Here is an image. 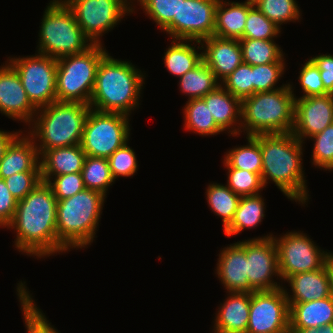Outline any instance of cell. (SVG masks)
Wrapping results in <instances>:
<instances>
[{
    "mask_svg": "<svg viewBox=\"0 0 333 333\" xmlns=\"http://www.w3.org/2000/svg\"><path fill=\"white\" fill-rule=\"evenodd\" d=\"M253 137L260 143L265 188L272 181L288 199L304 206L310 199L302 166L304 143L292 133Z\"/></svg>",
    "mask_w": 333,
    "mask_h": 333,
    "instance_id": "7a4b0ae2",
    "label": "cell"
},
{
    "mask_svg": "<svg viewBox=\"0 0 333 333\" xmlns=\"http://www.w3.org/2000/svg\"><path fill=\"white\" fill-rule=\"evenodd\" d=\"M183 108L184 128L200 136L218 135L224 132L215 122L209 106L202 98L187 100Z\"/></svg>",
    "mask_w": 333,
    "mask_h": 333,
    "instance_id": "f546056e",
    "label": "cell"
},
{
    "mask_svg": "<svg viewBox=\"0 0 333 333\" xmlns=\"http://www.w3.org/2000/svg\"><path fill=\"white\" fill-rule=\"evenodd\" d=\"M47 184L51 187L57 200L72 197L85 189L81 173L54 176Z\"/></svg>",
    "mask_w": 333,
    "mask_h": 333,
    "instance_id": "bcb514c9",
    "label": "cell"
},
{
    "mask_svg": "<svg viewBox=\"0 0 333 333\" xmlns=\"http://www.w3.org/2000/svg\"><path fill=\"white\" fill-rule=\"evenodd\" d=\"M127 142L121 148L115 150L107 159L112 177L116 181L118 177H133L138 171V161L135 151Z\"/></svg>",
    "mask_w": 333,
    "mask_h": 333,
    "instance_id": "7bdbcfd3",
    "label": "cell"
},
{
    "mask_svg": "<svg viewBox=\"0 0 333 333\" xmlns=\"http://www.w3.org/2000/svg\"><path fill=\"white\" fill-rule=\"evenodd\" d=\"M216 277L227 292H254L247 276L246 239L229 244L220 250Z\"/></svg>",
    "mask_w": 333,
    "mask_h": 333,
    "instance_id": "ac0fdd59",
    "label": "cell"
},
{
    "mask_svg": "<svg viewBox=\"0 0 333 333\" xmlns=\"http://www.w3.org/2000/svg\"><path fill=\"white\" fill-rule=\"evenodd\" d=\"M261 0H246V1H243L249 5H252V6H255L257 3H259Z\"/></svg>",
    "mask_w": 333,
    "mask_h": 333,
    "instance_id": "f5cc1de1",
    "label": "cell"
},
{
    "mask_svg": "<svg viewBox=\"0 0 333 333\" xmlns=\"http://www.w3.org/2000/svg\"><path fill=\"white\" fill-rule=\"evenodd\" d=\"M22 132L18 131H6L0 129V161L4 157L5 151L10 145V143Z\"/></svg>",
    "mask_w": 333,
    "mask_h": 333,
    "instance_id": "681fc988",
    "label": "cell"
},
{
    "mask_svg": "<svg viewBox=\"0 0 333 333\" xmlns=\"http://www.w3.org/2000/svg\"><path fill=\"white\" fill-rule=\"evenodd\" d=\"M298 75L299 84L302 89V96L296 98H305L310 96L330 94L323 85L320 76V70L308 59L300 68Z\"/></svg>",
    "mask_w": 333,
    "mask_h": 333,
    "instance_id": "ee69618b",
    "label": "cell"
},
{
    "mask_svg": "<svg viewBox=\"0 0 333 333\" xmlns=\"http://www.w3.org/2000/svg\"><path fill=\"white\" fill-rule=\"evenodd\" d=\"M286 281L291 289L289 292L288 288L283 286L288 303L310 302L331 296L326 265L315 271L296 273Z\"/></svg>",
    "mask_w": 333,
    "mask_h": 333,
    "instance_id": "44dd1931",
    "label": "cell"
},
{
    "mask_svg": "<svg viewBox=\"0 0 333 333\" xmlns=\"http://www.w3.org/2000/svg\"><path fill=\"white\" fill-rule=\"evenodd\" d=\"M209 106L216 124L229 136L239 137L241 128V100L222 85L202 98ZM239 135V136H238Z\"/></svg>",
    "mask_w": 333,
    "mask_h": 333,
    "instance_id": "603a6c76",
    "label": "cell"
},
{
    "mask_svg": "<svg viewBox=\"0 0 333 333\" xmlns=\"http://www.w3.org/2000/svg\"><path fill=\"white\" fill-rule=\"evenodd\" d=\"M26 281L17 283V297L21 305L23 321L27 333H60L47 319L45 313L37 306Z\"/></svg>",
    "mask_w": 333,
    "mask_h": 333,
    "instance_id": "4dcf8cb0",
    "label": "cell"
},
{
    "mask_svg": "<svg viewBox=\"0 0 333 333\" xmlns=\"http://www.w3.org/2000/svg\"><path fill=\"white\" fill-rule=\"evenodd\" d=\"M285 63H269L264 65L253 66V94L257 92L272 91L282 87L286 84H282L280 87L276 86L280 81L282 75L285 73ZM276 86V87H275Z\"/></svg>",
    "mask_w": 333,
    "mask_h": 333,
    "instance_id": "b9f144b4",
    "label": "cell"
},
{
    "mask_svg": "<svg viewBox=\"0 0 333 333\" xmlns=\"http://www.w3.org/2000/svg\"><path fill=\"white\" fill-rule=\"evenodd\" d=\"M207 186L205 195L209 209L222 219L225 230L234 218L241 197L224 184L210 182Z\"/></svg>",
    "mask_w": 333,
    "mask_h": 333,
    "instance_id": "836d02e7",
    "label": "cell"
},
{
    "mask_svg": "<svg viewBox=\"0 0 333 333\" xmlns=\"http://www.w3.org/2000/svg\"><path fill=\"white\" fill-rule=\"evenodd\" d=\"M81 175L85 189L100 192L105 196L109 187L115 183L107 158L86 155Z\"/></svg>",
    "mask_w": 333,
    "mask_h": 333,
    "instance_id": "d590c367",
    "label": "cell"
},
{
    "mask_svg": "<svg viewBox=\"0 0 333 333\" xmlns=\"http://www.w3.org/2000/svg\"><path fill=\"white\" fill-rule=\"evenodd\" d=\"M273 235L278 251V269L281 283L291 275L311 272L323 268L333 253L320 249L310 237L302 231H290ZM328 251V252H327Z\"/></svg>",
    "mask_w": 333,
    "mask_h": 333,
    "instance_id": "7c38bea8",
    "label": "cell"
},
{
    "mask_svg": "<svg viewBox=\"0 0 333 333\" xmlns=\"http://www.w3.org/2000/svg\"><path fill=\"white\" fill-rule=\"evenodd\" d=\"M289 328L320 327L333 323V296L303 303H288Z\"/></svg>",
    "mask_w": 333,
    "mask_h": 333,
    "instance_id": "484cf974",
    "label": "cell"
},
{
    "mask_svg": "<svg viewBox=\"0 0 333 333\" xmlns=\"http://www.w3.org/2000/svg\"><path fill=\"white\" fill-rule=\"evenodd\" d=\"M145 75L131 61L116 59L107 53L97 69L89 103L91 109L130 117L139 108Z\"/></svg>",
    "mask_w": 333,
    "mask_h": 333,
    "instance_id": "3957f363",
    "label": "cell"
},
{
    "mask_svg": "<svg viewBox=\"0 0 333 333\" xmlns=\"http://www.w3.org/2000/svg\"><path fill=\"white\" fill-rule=\"evenodd\" d=\"M219 0H184L178 15V40L202 41L214 35Z\"/></svg>",
    "mask_w": 333,
    "mask_h": 333,
    "instance_id": "e0dca14e",
    "label": "cell"
},
{
    "mask_svg": "<svg viewBox=\"0 0 333 333\" xmlns=\"http://www.w3.org/2000/svg\"><path fill=\"white\" fill-rule=\"evenodd\" d=\"M30 102L16 70L5 61L0 66V113L29 126L37 112Z\"/></svg>",
    "mask_w": 333,
    "mask_h": 333,
    "instance_id": "2e32d148",
    "label": "cell"
},
{
    "mask_svg": "<svg viewBox=\"0 0 333 333\" xmlns=\"http://www.w3.org/2000/svg\"><path fill=\"white\" fill-rule=\"evenodd\" d=\"M201 45L203 61L220 83L243 62L239 39L212 35L203 39Z\"/></svg>",
    "mask_w": 333,
    "mask_h": 333,
    "instance_id": "d6986e66",
    "label": "cell"
},
{
    "mask_svg": "<svg viewBox=\"0 0 333 333\" xmlns=\"http://www.w3.org/2000/svg\"><path fill=\"white\" fill-rule=\"evenodd\" d=\"M129 116L90 109L80 146L87 156L108 158L130 139Z\"/></svg>",
    "mask_w": 333,
    "mask_h": 333,
    "instance_id": "9c48e42d",
    "label": "cell"
},
{
    "mask_svg": "<svg viewBox=\"0 0 333 333\" xmlns=\"http://www.w3.org/2000/svg\"><path fill=\"white\" fill-rule=\"evenodd\" d=\"M180 91L190 99L203 98L213 92L221 83L216 79L212 70L202 61L194 69L179 78Z\"/></svg>",
    "mask_w": 333,
    "mask_h": 333,
    "instance_id": "1f68e13d",
    "label": "cell"
},
{
    "mask_svg": "<svg viewBox=\"0 0 333 333\" xmlns=\"http://www.w3.org/2000/svg\"><path fill=\"white\" fill-rule=\"evenodd\" d=\"M10 193L17 199H24L42 180L40 171H24L4 179Z\"/></svg>",
    "mask_w": 333,
    "mask_h": 333,
    "instance_id": "f6af8a7d",
    "label": "cell"
},
{
    "mask_svg": "<svg viewBox=\"0 0 333 333\" xmlns=\"http://www.w3.org/2000/svg\"><path fill=\"white\" fill-rule=\"evenodd\" d=\"M227 171V186L240 197L261 194L265 189L260 174L247 170L224 167Z\"/></svg>",
    "mask_w": 333,
    "mask_h": 333,
    "instance_id": "74e56055",
    "label": "cell"
},
{
    "mask_svg": "<svg viewBox=\"0 0 333 333\" xmlns=\"http://www.w3.org/2000/svg\"><path fill=\"white\" fill-rule=\"evenodd\" d=\"M253 66L242 62L221 85L241 101L253 95Z\"/></svg>",
    "mask_w": 333,
    "mask_h": 333,
    "instance_id": "60d3db41",
    "label": "cell"
},
{
    "mask_svg": "<svg viewBox=\"0 0 333 333\" xmlns=\"http://www.w3.org/2000/svg\"><path fill=\"white\" fill-rule=\"evenodd\" d=\"M200 41L172 39L164 52L163 62L170 74L180 78L186 72L194 69L203 61V51ZM197 48V49H196Z\"/></svg>",
    "mask_w": 333,
    "mask_h": 333,
    "instance_id": "4316f807",
    "label": "cell"
},
{
    "mask_svg": "<svg viewBox=\"0 0 333 333\" xmlns=\"http://www.w3.org/2000/svg\"><path fill=\"white\" fill-rule=\"evenodd\" d=\"M252 7L245 2L219 0L215 12L214 36L243 39L248 11Z\"/></svg>",
    "mask_w": 333,
    "mask_h": 333,
    "instance_id": "d4e9b609",
    "label": "cell"
},
{
    "mask_svg": "<svg viewBox=\"0 0 333 333\" xmlns=\"http://www.w3.org/2000/svg\"><path fill=\"white\" fill-rule=\"evenodd\" d=\"M104 44L57 59V102L90 103L101 59L108 53Z\"/></svg>",
    "mask_w": 333,
    "mask_h": 333,
    "instance_id": "ba28073f",
    "label": "cell"
},
{
    "mask_svg": "<svg viewBox=\"0 0 333 333\" xmlns=\"http://www.w3.org/2000/svg\"><path fill=\"white\" fill-rule=\"evenodd\" d=\"M227 297L220 303L212 333H246L249 322L250 292H226Z\"/></svg>",
    "mask_w": 333,
    "mask_h": 333,
    "instance_id": "ffe728a7",
    "label": "cell"
},
{
    "mask_svg": "<svg viewBox=\"0 0 333 333\" xmlns=\"http://www.w3.org/2000/svg\"><path fill=\"white\" fill-rule=\"evenodd\" d=\"M90 105L53 102L38 108L27 132L35 141L39 155L57 147L79 145Z\"/></svg>",
    "mask_w": 333,
    "mask_h": 333,
    "instance_id": "8992f818",
    "label": "cell"
},
{
    "mask_svg": "<svg viewBox=\"0 0 333 333\" xmlns=\"http://www.w3.org/2000/svg\"><path fill=\"white\" fill-rule=\"evenodd\" d=\"M76 22L93 44H103L102 36L133 14L132 0H63Z\"/></svg>",
    "mask_w": 333,
    "mask_h": 333,
    "instance_id": "30bf717a",
    "label": "cell"
},
{
    "mask_svg": "<svg viewBox=\"0 0 333 333\" xmlns=\"http://www.w3.org/2000/svg\"><path fill=\"white\" fill-rule=\"evenodd\" d=\"M85 157L80 144L45 150L40 155L42 182L47 183L54 176L81 173Z\"/></svg>",
    "mask_w": 333,
    "mask_h": 333,
    "instance_id": "cb8c5ba5",
    "label": "cell"
},
{
    "mask_svg": "<svg viewBox=\"0 0 333 333\" xmlns=\"http://www.w3.org/2000/svg\"><path fill=\"white\" fill-rule=\"evenodd\" d=\"M184 0H132L133 13L137 2L145 14L152 19L161 32H166L171 40H178V15Z\"/></svg>",
    "mask_w": 333,
    "mask_h": 333,
    "instance_id": "83f0119b",
    "label": "cell"
},
{
    "mask_svg": "<svg viewBox=\"0 0 333 333\" xmlns=\"http://www.w3.org/2000/svg\"><path fill=\"white\" fill-rule=\"evenodd\" d=\"M320 70L321 80L324 88L333 94V55L319 54L309 58Z\"/></svg>",
    "mask_w": 333,
    "mask_h": 333,
    "instance_id": "c3c4849f",
    "label": "cell"
},
{
    "mask_svg": "<svg viewBox=\"0 0 333 333\" xmlns=\"http://www.w3.org/2000/svg\"><path fill=\"white\" fill-rule=\"evenodd\" d=\"M107 196L84 189L72 197L57 200V253L88 248L96 238Z\"/></svg>",
    "mask_w": 333,
    "mask_h": 333,
    "instance_id": "277c9868",
    "label": "cell"
},
{
    "mask_svg": "<svg viewBox=\"0 0 333 333\" xmlns=\"http://www.w3.org/2000/svg\"><path fill=\"white\" fill-rule=\"evenodd\" d=\"M333 123V94L295 98L292 134L301 142ZM307 138V139H306Z\"/></svg>",
    "mask_w": 333,
    "mask_h": 333,
    "instance_id": "9a60e30c",
    "label": "cell"
},
{
    "mask_svg": "<svg viewBox=\"0 0 333 333\" xmlns=\"http://www.w3.org/2000/svg\"><path fill=\"white\" fill-rule=\"evenodd\" d=\"M244 63L251 66L269 63H286L285 52L275 40L239 39Z\"/></svg>",
    "mask_w": 333,
    "mask_h": 333,
    "instance_id": "d6a6232c",
    "label": "cell"
},
{
    "mask_svg": "<svg viewBox=\"0 0 333 333\" xmlns=\"http://www.w3.org/2000/svg\"><path fill=\"white\" fill-rule=\"evenodd\" d=\"M309 139L314 141L312 165L321 170L333 171V123Z\"/></svg>",
    "mask_w": 333,
    "mask_h": 333,
    "instance_id": "ab89813d",
    "label": "cell"
},
{
    "mask_svg": "<svg viewBox=\"0 0 333 333\" xmlns=\"http://www.w3.org/2000/svg\"><path fill=\"white\" fill-rule=\"evenodd\" d=\"M296 0H261L255 6L279 28L288 22L301 20V9Z\"/></svg>",
    "mask_w": 333,
    "mask_h": 333,
    "instance_id": "8d00e7d4",
    "label": "cell"
},
{
    "mask_svg": "<svg viewBox=\"0 0 333 333\" xmlns=\"http://www.w3.org/2000/svg\"><path fill=\"white\" fill-rule=\"evenodd\" d=\"M247 276L255 291L275 290L283 287L278 269V251L273 234L246 240ZM279 277V278H278Z\"/></svg>",
    "mask_w": 333,
    "mask_h": 333,
    "instance_id": "5bb4252c",
    "label": "cell"
},
{
    "mask_svg": "<svg viewBox=\"0 0 333 333\" xmlns=\"http://www.w3.org/2000/svg\"><path fill=\"white\" fill-rule=\"evenodd\" d=\"M280 33L281 28L261 13L256 6L248 11L243 38L274 40L279 37Z\"/></svg>",
    "mask_w": 333,
    "mask_h": 333,
    "instance_id": "f35d334b",
    "label": "cell"
},
{
    "mask_svg": "<svg viewBox=\"0 0 333 333\" xmlns=\"http://www.w3.org/2000/svg\"><path fill=\"white\" fill-rule=\"evenodd\" d=\"M24 171H40V155L34 139L22 131L10 143L0 161V178Z\"/></svg>",
    "mask_w": 333,
    "mask_h": 333,
    "instance_id": "7402d4cb",
    "label": "cell"
},
{
    "mask_svg": "<svg viewBox=\"0 0 333 333\" xmlns=\"http://www.w3.org/2000/svg\"><path fill=\"white\" fill-rule=\"evenodd\" d=\"M18 200L10 193L4 179L0 178V227L6 228L13 220Z\"/></svg>",
    "mask_w": 333,
    "mask_h": 333,
    "instance_id": "7dc6e473",
    "label": "cell"
},
{
    "mask_svg": "<svg viewBox=\"0 0 333 333\" xmlns=\"http://www.w3.org/2000/svg\"><path fill=\"white\" fill-rule=\"evenodd\" d=\"M326 267L328 270L331 295L333 296V253L328 257V259L326 261Z\"/></svg>",
    "mask_w": 333,
    "mask_h": 333,
    "instance_id": "816d5d0a",
    "label": "cell"
},
{
    "mask_svg": "<svg viewBox=\"0 0 333 333\" xmlns=\"http://www.w3.org/2000/svg\"><path fill=\"white\" fill-rule=\"evenodd\" d=\"M7 62L18 73L30 102L37 109L57 101V59L35 53L31 56H9Z\"/></svg>",
    "mask_w": 333,
    "mask_h": 333,
    "instance_id": "8fae6325",
    "label": "cell"
},
{
    "mask_svg": "<svg viewBox=\"0 0 333 333\" xmlns=\"http://www.w3.org/2000/svg\"><path fill=\"white\" fill-rule=\"evenodd\" d=\"M57 199L51 187L40 182L24 199L18 200L12 222L17 251L35 258L57 255Z\"/></svg>",
    "mask_w": 333,
    "mask_h": 333,
    "instance_id": "6da1fadb",
    "label": "cell"
},
{
    "mask_svg": "<svg viewBox=\"0 0 333 333\" xmlns=\"http://www.w3.org/2000/svg\"><path fill=\"white\" fill-rule=\"evenodd\" d=\"M41 21L37 53L59 59L81 53L93 45L63 0H51Z\"/></svg>",
    "mask_w": 333,
    "mask_h": 333,
    "instance_id": "52a82bcc",
    "label": "cell"
},
{
    "mask_svg": "<svg viewBox=\"0 0 333 333\" xmlns=\"http://www.w3.org/2000/svg\"><path fill=\"white\" fill-rule=\"evenodd\" d=\"M262 195L243 196L231 224L223 231L227 237L238 235L244 229H254L265 218L266 203Z\"/></svg>",
    "mask_w": 333,
    "mask_h": 333,
    "instance_id": "f1b7e54d",
    "label": "cell"
},
{
    "mask_svg": "<svg viewBox=\"0 0 333 333\" xmlns=\"http://www.w3.org/2000/svg\"><path fill=\"white\" fill-rule=\"evenodd\" d=\"M246 333H290L289 305L283 287L251 293Z\"/></svg>",
    "mask_w": 333,
    "mask_h": 333,
    "instance_id": "4fadbf2b",
    "label": "cell"
},
{
    "mask_svg": "<svg viewBox=\"0 0 333 333\" xmlns=\"http://www.w3.org/2000/svg\"><path fill=\"white\" fill-rule=\"evenodd\" d=\"M257 92L241 101V128L246 136L291 133L294 127V88Z\"/></svg>",
    "mask_w": 333,
    "mask_h": 333,
    "instance_id": "5b68a950",
    "label": "cell"
},
{
    "mask_svg": "<svg viewBox=\"0 0 333 333\" xmlns=\"http://www.w3.org/2000/svg\"><path fill=\"white\" fill-rule=\"evenodd\" d=\"M247 145L235 146L226 152L223 166L262 173V153L260 143L253 136H246Z\"/></svg>",
    "mask_w": 333,
    "mask_h": 333,
    "instance_id": "e575fe53",
    "label": "cell"
},
{
    "mask_svg": "<svg viewBox=\"0 0 333 333\" xmlns=\"http://www.w3.org/2000/svg\"><path fill=\"white\" fill-rule=\"evenodd\" d=\"M290 333H333V323L326 324L317 328H289Z\"/></svg>",
    "mask_w": 333,
    "mask_h": 333,
    "instance_id": "f907efd6",
    "label": "cell"
}]
</instances>
